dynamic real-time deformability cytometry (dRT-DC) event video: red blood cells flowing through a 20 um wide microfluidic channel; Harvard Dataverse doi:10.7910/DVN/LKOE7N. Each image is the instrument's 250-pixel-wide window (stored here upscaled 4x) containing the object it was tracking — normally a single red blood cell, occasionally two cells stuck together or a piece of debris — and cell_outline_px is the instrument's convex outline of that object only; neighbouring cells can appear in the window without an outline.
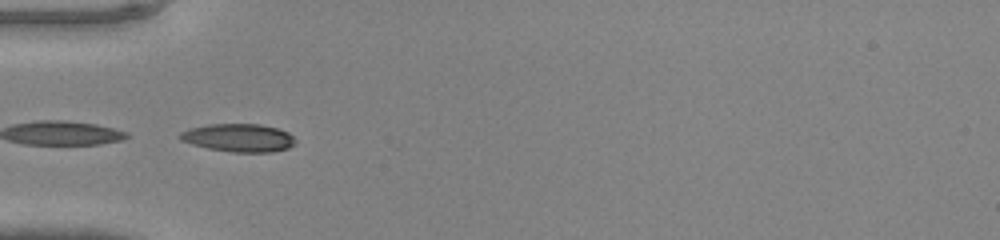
{"species": "common noctule bat (a hibernating species)", "species_latin": "Nyctalus noctula", "temperature_condition": "warm", "stored_images_in_passage": 12, "camera_frame_rate_fps": 3000, "um_per_image_px": 0.085, "animal": {"sex": "male", "body_mass_g": 20.0, "forearm_length_mm": 53.3}, "frame": {"image": 1, "passage_image": 1, "time_ms": 0.0, "image_size_px": [1000, 240], "cell_outline_px": [[296, 144], [288, 148], [272, 152], [232, 152], [208, 148], [192, 144], [180, 140], [176, 136], [180, 132], [188, 128], [208, 124], [260, 124], [276, 128], [288, 132], [296, 140]], "centroid_in_image_um": [20.26, 11.71], "position_along_channel_um": 64.7, "area_um2": 19.02}}
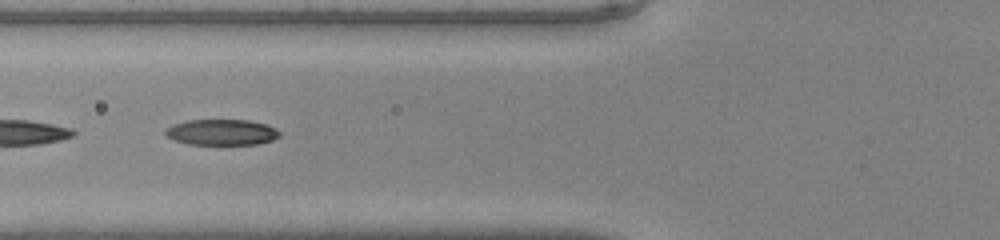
{"frame": {"image": 2, "passage_image": 4, "time_ms": 1.0, "image_size_px": [1000, 240], "cell_outline_px": [[280, 136], [272, 140], [256, 144], [188, 144], [172, 140], [164, 136], [164, 128], [172, 124], [188, 120], [248, 120], [264, 124], [276, 128], [280, 132]], "centroid_in_image_um": [18.77, 11.24], "position_along_channel_um": 107.0, "area_um2": 17.34}}
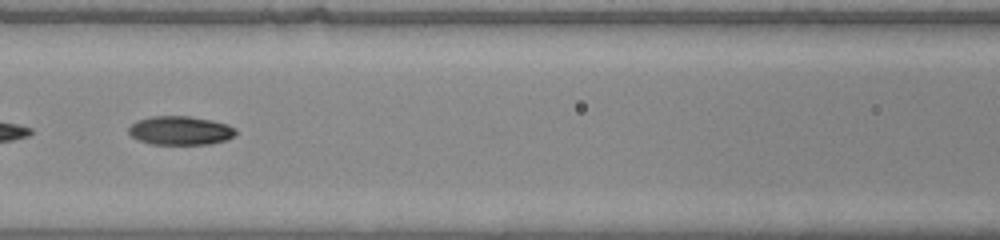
{"frame": {"image": 3, "passage_image": 7, "time_ms": 2.0, "image_size_px": [1000, 240], "cell_outline_px": [[236, 136], [228, 140], [208, 144], [152, 144], [140, 140], [132, 136], [128, 132], [128, 128], [136, 120], [152, 116], [188, 116], [212, 120], [228, 124], [236, 128]], "centroid_in_image_um": [15.37, 11.09], "position_along_channel_um": 151.2, "area_um2": 18.09}}